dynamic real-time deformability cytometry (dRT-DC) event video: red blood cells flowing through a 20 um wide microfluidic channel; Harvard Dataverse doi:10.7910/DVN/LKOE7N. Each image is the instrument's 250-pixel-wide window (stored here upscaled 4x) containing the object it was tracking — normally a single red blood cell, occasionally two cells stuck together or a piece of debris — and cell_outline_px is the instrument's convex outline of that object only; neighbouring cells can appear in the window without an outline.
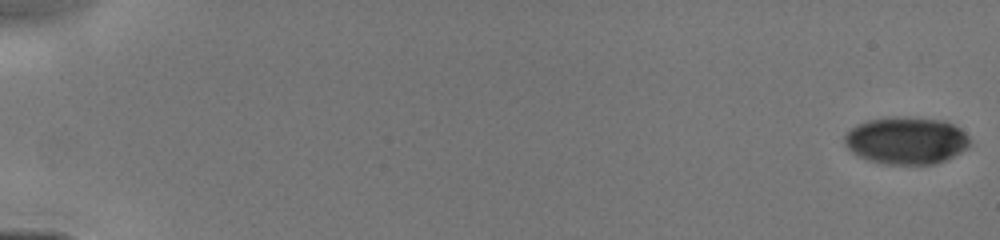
{"species": "human", "species_latin": "Homo sapiens", "temperature_condition": "cold", "stored_images_in_passage": 45, "camera_frame_rate_fps": 3000, "um_per_image_px": 0.085, "donor": {"sex": "male"}, "frame": {"image": 1, "passage_image": 1, "time_ms": 0.0, "image_size_px": [1000, 240], "cell_outline_px": [[968, 148], [944, 160], [932, 164], [880, 164], [868, 160], [852, 152], [844, 144], [844, 136], [856, 124], [868, 120], [888, 116], [892, 116], [944, 120], [960, 128], [968, 136]], "centroid_in_image_um": [77.0, 11.94], "position_along_channel_um": 8.0, "area_um2": 34.45}}
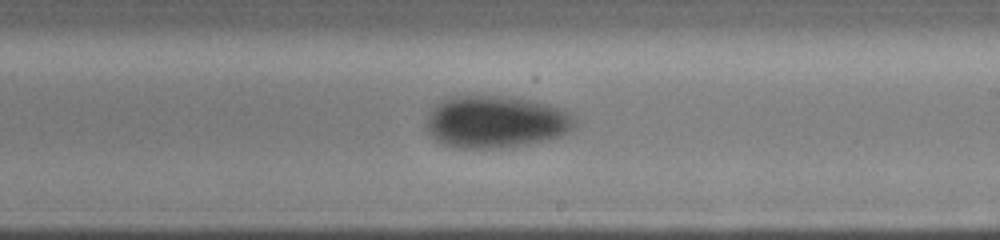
{"frame": {"image": 2, "passage_image": 28, "time_ms": 9.667, "image_size_px": [1000, 240], "cell_outline_px": [[576, 124], [572, 132], [560, 136], [524, 144], [488, 148], [460, 148], [444, 144], [432, 136], [428, 132], [428, 112], [440, 100], [448, 96], [504, 96], [532, 100], [548, 104], [560, 108], [576, 116]], "centroid_in_image_um": [42.17, 10.33], "position_along_channel_um": 246.8, "area_um2": 45.08}}
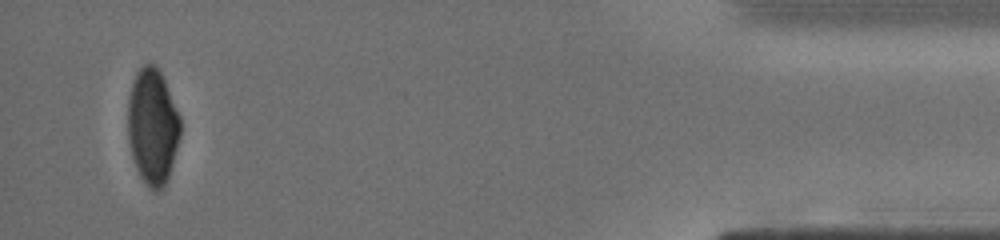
{"frame": {"image": 3, "passage_image": 43, "time_ms": 15.0, "image_size_px": [1000, 240], "cell_outline_px": [[180, 136], [172, 164], [168, 176], [164, 184], [156, 192], [152, 192], [148, 188], [140, 176], [132, 156], [128, 140], [128, 96], [136, 72], [144, 64], [152, 64], [160, 72], [164, 80], [180, 116]], "centroid_in_image_um": [12.96, 10.76], "position_along_channel_um": 422.2, "area_um2": 35.14}}